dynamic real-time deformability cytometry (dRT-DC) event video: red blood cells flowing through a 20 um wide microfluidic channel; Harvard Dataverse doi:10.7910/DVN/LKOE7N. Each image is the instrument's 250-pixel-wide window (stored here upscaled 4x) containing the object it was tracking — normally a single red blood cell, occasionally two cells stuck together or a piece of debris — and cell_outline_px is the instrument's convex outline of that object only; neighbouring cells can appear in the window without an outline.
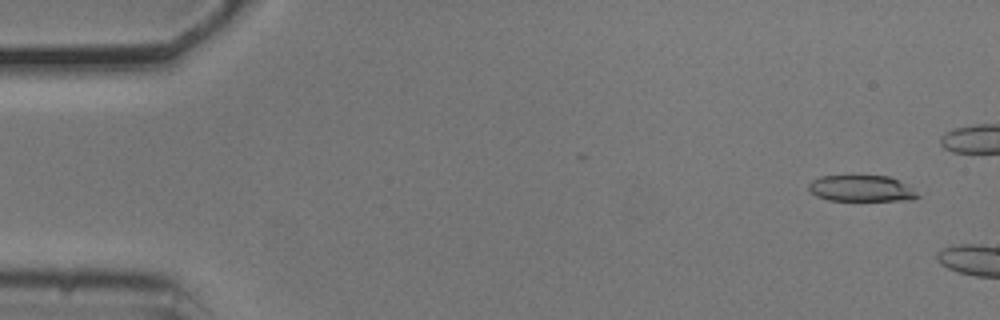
{"species": "common noctule bat (a hibernating species)", "species_latin": "Nyctalus noctula", "temperature_condition": "cold", "stored_images_in_passage": 14, "camera_frame_rate_fps": 3000, "um_per_image_px": 0.085, "animal": {"sex": "male", "body_mass_g": 20.5, "forearm_length_mm": 52.5}, "frame": {"image": 1, "passage_image": 3, "time_ms": 0.667, "image_size_px": [1000, 320], "cell_outline_px": [[920, 196], [908, 200], [828, 200], [816, 196], [808, 188], [808, 184], [812, 180], [820, 176], [888, 176], [912, 188]], "centroid_in_image_um": [73.17, 16.02], "position_along_channel_um": 11.8, "area_um2": 16.36}}